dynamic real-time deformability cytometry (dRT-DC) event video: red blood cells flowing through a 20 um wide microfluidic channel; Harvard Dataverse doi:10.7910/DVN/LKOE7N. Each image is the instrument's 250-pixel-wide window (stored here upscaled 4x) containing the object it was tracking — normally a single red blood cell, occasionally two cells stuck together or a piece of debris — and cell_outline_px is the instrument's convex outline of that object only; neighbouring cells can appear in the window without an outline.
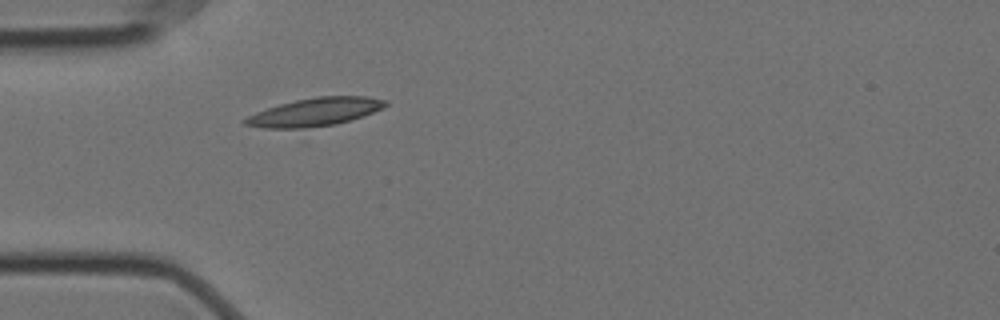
{"species": "Egyptian fruit bat (a non-hibernating species)", "species_latin": "Rousettus aegyptiacus", "temperature_condition": "cold", "stored_images_in_passage": 36, "camera_frame_rate_fps": 3000, "um_per_image_px": 0.085, "animal": {"sex": "female"}, "frame": {"image": 1, "passage_image": 1, "time_ms": 0.0, "image_size_px": [1000, 320], "cell_outline_px": [[388, 104], [384, 108], [336, 124], [304, 128], [264, 128], [244, 124], [240, 120], [256, 112], [280, 104], [296, 100], [316, 96], [368, 96], [388, 100]], "centroid_in_image_um": [26.77, 9.51], "position_along_channel_um": 58.2, "area_um2": 22.83}}
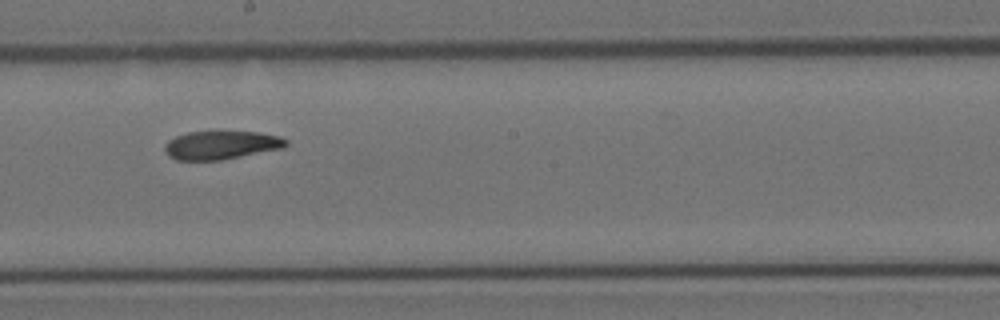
{"frame": {"image": 2, "passage_image": 16, "time_ms": 5.0, "image_size_px": [1000, 320], "cell_outline_px": [[288, 144], [284, 148], [220, 160], [176, 160], [168, 156], [164, 148], [168, 140], [176, 136], [188, 132], [260, 132], [280, 136], [288, 140]], "centroid_in_image_um": [18.82, 12.33], "position_along_channel_um": 229.4, "area_um2": 20.06}}
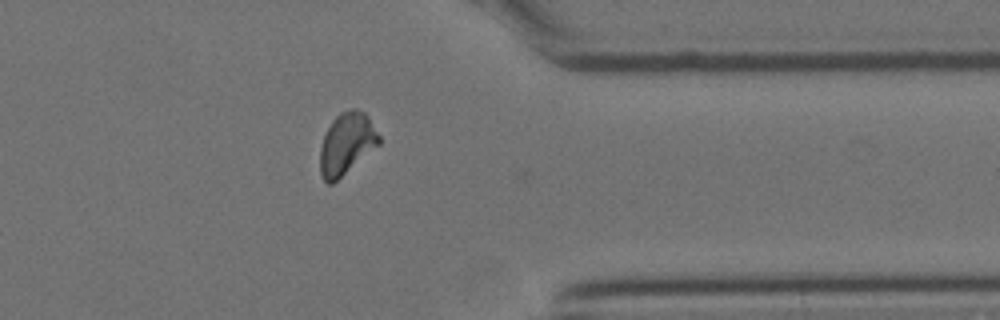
{"frame": {"image": 3, "passage_image": 30, "time_ms": 9.667, "image_size_px": [1000, 320], "cell_outline_px": [[380, 144], [332, 184], [328, 184], [324, 180], [320, 172], [320, 148], [324, 136], [332, 120], [340, 112], [352, 108], [356, 108], [364, 112], [368, 116], [380, 136]], "centroid_in_image_um": [29.46, 12.2], "position_along_channel_um": 381.9, "area_um2": 21.1}, "authors_computed_cell_mechanics": {"area_um2": 20.808, "velocity_mm_per_s": 3.4959, "shape_relaxation_time_tau1_ms": null, "shape_relaxation_time_tau2_ms": 4.6344, "deformation_change_tau1": null, "deformation_change_tau2": 0.1132}}